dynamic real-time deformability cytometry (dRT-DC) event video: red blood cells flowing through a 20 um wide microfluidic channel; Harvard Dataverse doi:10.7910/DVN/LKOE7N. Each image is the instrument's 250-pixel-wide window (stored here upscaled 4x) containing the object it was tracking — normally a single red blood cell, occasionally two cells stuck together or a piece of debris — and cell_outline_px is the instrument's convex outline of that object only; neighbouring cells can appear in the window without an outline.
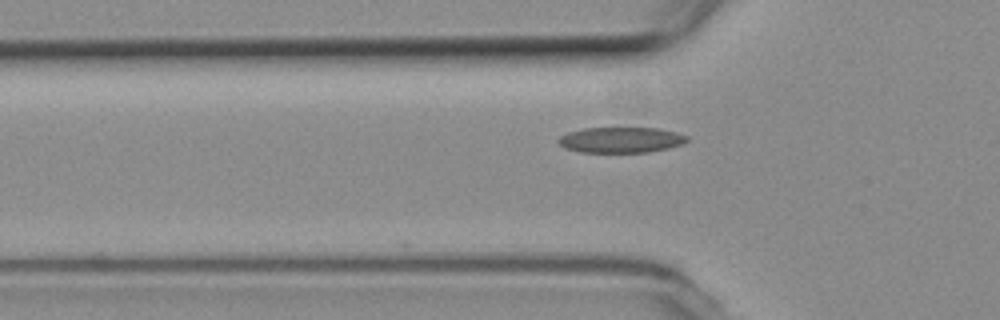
{"species": "common noctule bat (a hibernating species)", "species_latin": "Nyctalus noctula", "temperature_condition": "room temperature", "stored_images_in_passage": 12, "camera_frame_rate_fps": 3000, "um_per_image_px": 0.085, "animal": {"sex": "female", "body_mass_g": 19.3, "forearm_length_mm": 54.1}, "frame": {"image": 1, "passage_image": 4, "time_ms": 1.0, "image_size_px": [1000, 320], "cell_outline_px": [[688, 140], [684, 144], [668, 148], [648, 152], [580, 152], [564, 148], [556, 140], [560, 136], [568, 132], [584, 128], [660, 128], [676, 132], [688, 136]], "centroid_in_image_um": [52.78, 11.89], "position_along_channel_um": 73.0, "area_um2": 19.31}}
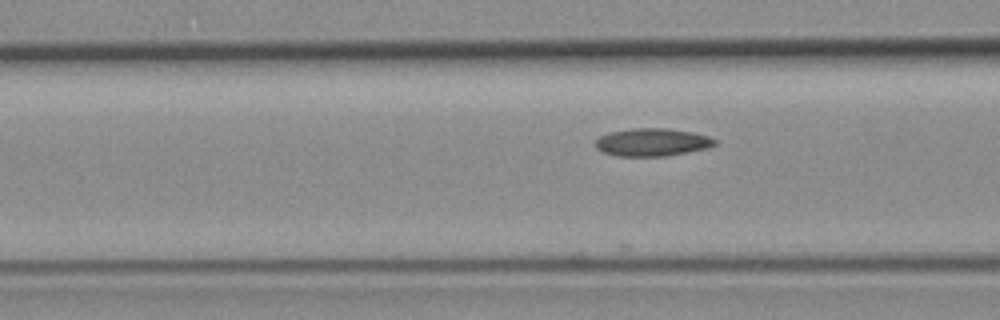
{"frame": {"image": 2, "passage_image": 7, "time_ms": 2.0, "image_size_px": [1000, 320], "cell_outline_px": [[716, 144], [708, 148], [688, 152], [664, 156], [616, 156], [604, 152], [596, 148], [596, 140], [600, 136], [608, 132], [632, 128], [668, 128], [692, 132], [708, 136], [716, 140]], "centroid_in_image_um": [55.43, 12.08], "position_along_channel_um": 111.2, "area_um2": 19.36}}
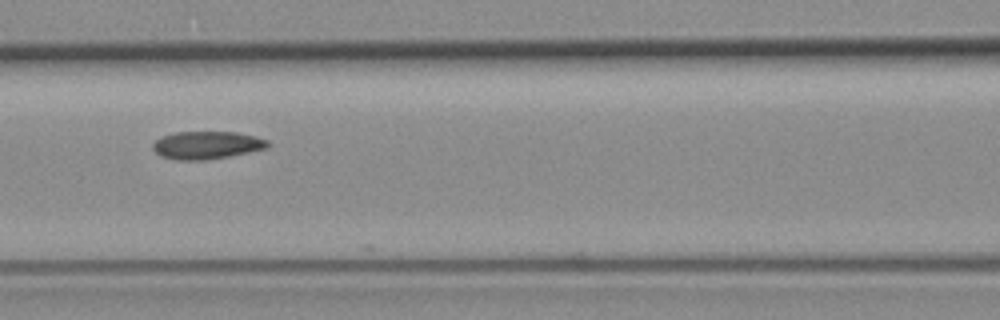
{"frame": {"image": 3, "passage_image": 10, "time_ms": 3.0, "image_size_px": [1000, 320], "cell_outline_px": [[268, 148], [228, 156], [204, 160], [176, 160], [160, 156], [152, 148], [152, 144], [160, 136], [176, 132], [236, 132], [256, 136], [268, 140]], "centroid_in_image_um": [17.55, 12.33], "position_along_channel_um": 149.1, "area_um2": 18.61}}